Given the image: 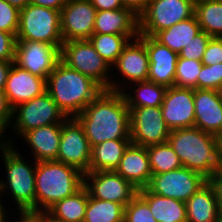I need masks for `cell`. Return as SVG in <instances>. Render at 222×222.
<instances>
[{
  "label": "cell",
  "instance_id": "cell-20",
  "mask_svg": "<svg viewBox=\"0 0 222 222\" xmlns=\"http://www.w3.org/2000/svg\"><path fill=\"white\" fill-rule=\"evenodd\" d=\"M46 91V80L12 64L4 92L12 108L42 95Z\"/></svg>",
  "mask_w": 222,
  "mask_h": 222
},
{
  "label": "cell",
  "instance_id": "cell-34",
  "mask_svg": "<svg viewBox=\"0 0 222 222\" xmlns=\"http://www.w3.org/2000/svg\"><path fill=\"white\" fill-rule=\"evenodd\" d=\"M202 61L178 57L174 86L197 89V78L201 71Z\"/></svg>",
  "mask_w": 222,
  "mask_h": 222
},
{
  "label": "cell",
  "instance_id": "cell-21",
  "mask_svg": "<svg viewBox=\"0 0 222 222\" xmlns=\"http://www.w3.org/2000/svg\"><path fill=\"white\" fill-rule=\"evenodd\" d=\"M61 131L62 123H55L32 129L19 138L29 146L34 161H56Z\"/></svg>",
  "mask_w": 222,
  "mask_h": 222
},
{
  "label": "cell",
  "instance_id": "cell-1",
  "mask_svg": "<svg viewBox=\"0 0 222 222\" xmlns=\"http://www.w3.org/2000/svg\"><path fill=\"white\" fill-rule=\"evenodd\" d=\"M75 119L91 147L106 140L130 139V111L122 92L103 90Z\"/></svg>",
  "mask_w": 222,
  "mask_h": 222
},
{
  "label": "cell",
  "instance_id": "cell-49",
  "mask_svg": "<svg viewBox=\"0 0 222 222\" xmlns=\"http://www.w3.org/2000/svg\"><path fill=\"white\" fill-rule=\"evenodd\" d=\"M10 5L17 7L19 10L25 8L28 4H30L31 0H5Z\"/></svg>",
  "mask_w": 222,
  "mask_h": 222
},
{
  "label": "cell",
  "instance_id": "cell-39",
  "mask_svg": "<svg viewBox=\"0 0 222 222\" xmlns=\"http://www.w3.org/2000/svg\"><path fill=\"white\" fill-rule=\"evenodd\" d=\"M222 63V37H211L202 57L203 65Z\"/></svg>",
  "mask_w": 222,
  "mask_h": 222
},
{
  "label": "cell",
  "instance_id": "cell-15",
  "mask_svg": "<svg viewBox=\"0 0 222 222\" xmlns=\"http://www.w3.org/2000/svg\"><path fill=\"white\" fill-rule=\"evenodd\" d=\"M60 61L57 46L28 40H17L14 64L45 80Z\"/></svg>",
  "mask_w": 222,
  "mask_h": 222
},
{
  "label": "cell",
  "instance_id": "cell-28",
  "mask_svg": "<svg viewBox=\"0 0 222 222\" xmlns=\"http://www.w3.org/2000/svg\"><path fill=\"white\" fill-rule=\"evenodd\" d=\"M200 32L201 27L194 14L190 18L180 21L172 27L158 32L154 38L162 45H165L170 50L179 54L182 49Z\"/></svg>",
  "mask_w": 222,
  "mask_h": 222
},
{
  "label": "cell",
  "instance_id": "cell-7",
  "mask_svg": "<svg viewBox=\"0 0 222 222\" xmlns=\"http://www.w3.org/2000/svg\"><path fill=\"white\" fill-rule=\"evenodd\" d=\"M60 60L69 68L90 77L104 90H110L111 66L97 53L89 40L63 42Z\"/></svg>",
  "mask_w": 222,
  "mask_h": 222
},
{
  "label": "cell",
  "instance_id": "cell-18",
  "mask_svg": "<svg viewBox=\"0 0 222 222\" xmlns=\"http://www.w3.org/2000/svg\"><path fill=\"white\" fill-rule=\"evenodd\" d=\"M139 37L145 42L149 56L147 80L166 88L174 86L179 54L162 45L152 36L139 34Z\"/></svg>",
  "mask_w": 222,
  "mask_h": 222
},
{
  "label": "cell",
  "instance_id": "cell-36",
  "mask_svg": "<svg viewBox=\"0 0 222 222\" xmlns=\"http://www.w3.org/2000/svg\"><path fill=\"white\" fill-rule=\"evenodd\" d=\"M222 88V63L202 65L197 78V89L219 91Z\"/></svg>",
  "mask_w": 222,
  "mask_h": 222
},
{
  "label": "cell",
  "instance_id": "cell-24",
  "mask_svg": "<svg viewBox=\"0 0 222 222\" xmlns=\"http://www.w3.org/2000/svg\"><path fill=\"white\" fill-rule=\"evenodd\" d=\"M187 222H222L216 193L209 181L186 202Z\"/></svg>",
  "mask_w": 222,
  "mask_h": 222
},
{
  "label": "cell",
  "instance_id": "cell-29",
  "mask_svg": "<svg viewBox=\"0 0 222 222\" xmlns=\"http://www.w3.org/2000/svg\"><path fill=\"white\" fill-rule=\"evenodd\" d=\"M131 86L133 87L132 89L130 88ZM128 87L125 90L131 89V91H128L129 93L127 90L122 92L128 107L161 106L167 89L165 86L148 80L132 83Z\"/></svg>",
  "mask_w": 222,
  "mask_h": 222
},
{
  "label": "cell",
  "instance_id": "cell-3",
  "mask_svg": "<svg viewBox=\"0 0 222 222\" xmlns=\"http://www.w3.org/2000/svg\"><path fill=\"white\" fill-rule=\"evenodd\" d=\"M104 89L61 60L46 79V92L67 118H75Z\"/></svg>",
  "mask_w": 222,
  "mask_h": 222
},
{
  "label": "cell",
  "instance_id": "cell-8",
  "mask_svg": "<svg viewBox=\"0 0 222 222\" xmlns=\"http://www.w3.org/2000/svg\"><path fill=\"white\" fill-rule=\"evenodd\" d=\"M194 12L193 0H149L139 16V34L154 37L158 32L192 17Z\"/></svg>",
  "mask_w": 222,
  "mask_h": 222
},
{
  "label": "cell",
  "instance_id": "cell-37",
  "mask_svg": "<svg viewBox=\"0 0 222 222\" xmlns=\"http://www.w3.org/2000/svg\"><path fill=\"white\" fill-rule=\"evenodd\" d=\"M20 10L5 0H0V30L17 35Z\"/></svg>",
  "mask_w": 222,
  "mask_h": 222
},
{
  "label": "cell",
  "instance_id": "cell-26",
  "mask_svg": "<svg viewBox=\"0 0 222 222\" xmlns=\"http://www.w3.org/2000/svg\"><path fill=\"white\" fill-rule=\"evenodd\" d=\"M131 139L106 140L91 149L89 172L115 171Z\"/></svg>",
  "mask_w": 222,
  "mask_h": 222
},
{
  "label": "cell",
  "instance_id": "cell-30",
  "mask_svg": "<svg viewBox=\"0 0 222 222\" xmlns=\"http://www.w3.org/2000/svg\"><path fill=\"white\" fill-rule=\"evenodd\" d=\"M195 16L204 31L211 37H222V0L195 2Z\"/></svg>",
  "mask_w": 222,
  "mask_h": 222
},
{
  "label": "cell",
  "instance_id": "cell-16",
  "mask_svg": "<svg viewBox=\"0 0 222 222\" xmlns=\"http://www.w3.org/2000/svg\"><path fill=\"white\" fill-rule=\"evenodd\" d=\"M96 13L91 0H68L60 11L63 42L88 40L94 31Z\"/></svg>",
  "mask_w": 222,
  "mask_h": 222
},
{
  "label": "cell",
  "instance_id": "cell-46",
  "mask_svg": "<svg viewBox=\"0 0 222 222\" xmlns=\"http://www.w3.org/2000/svg\"><path fill=\"white\" fill-rule=\"evenodd\" d=\"M14 61H0V90L6 86L7 76Z\"/></svg>",
  "mask_w": 222,
  "mask_h": 222
},
{
  "label": "cell",
  "instance_id": "cell-13",
  "mask_svg": "<svg viewBox=\"0 0 222 222\" xmlns=\"http://www.w3.org/2000/svg\"><path fill=\"white\" fill-rule=\"evenodd\" d=\"M91 149L80 123L75 118H67L62 123L56 161L71 165L82 173L89 172Z\"/></svg>",
  "mask_w": 222,
  "mask_h": 222
},
{
  "label": "cell",
  "instance_id": "cell-51",
  "mask_svg": "<svg viewBox=\"0 0 222 222\" xmlns=\"http://www.w3.org/2000/svg\"><path fill=\"white\" fill-rule=\"evenodd\" d=\"M18 219V220H17ZM15 222H34L27 214L17 217Z\"/></svg>",
  "mask_w": 222,
  "mask_h": 222
},
{
  "label": "cell",
  "instance_id": "cell-4",
  "mask_svg": "<svg viewBox=\"0 0 222 222\" xmlns=\"http://www.w3.org/2000/svg\"><path fill=\"white\" fill-rule=\"evenodd\" d=\"M84 185V173L58 161L37 162L35 170V213H45L58 201Z\"/></svg>",
  "mask_w": 222,
  "mask_h": 222
},
{
  "label": "cell",
  "instance_id": "cell-9",
  "mask_svg": "<svg viewBox=\"0 0 222 222\" xmlns=\"http://www.w3.org/2000/svg\"><path fill=\"white\" fill-rule=\"evenodd\" d=\"M67 117L56 102L45 91L42 95L21 103L13 108V117L9 127L16 137L32 129L49 124L63 123ZM19 135V136H18Z\"/></svg>",
  "mask_w": 222,
  "mask_h": 222
},
{
  "label": "cell",
  "instance_id": "cell-25",
  "mask_svg": "<svg viewBox=\"0 0 222 222\" xmlns=\"http://www.w3.org/2000/svg\"><path fill=\"white\" fill-rule=\"evenodd\" d=\"M138 194L148 203L157 222H187L185 202L150 193L146 188L139 189Z\"/></svg>",
  "mask_w": 222,
  "mask_h": 222
},
{
  "label": "cell",
  "instance_id": "cell-6",
  "mask_svg": "<svg viewBox=\"0 0 222 222\" xmlns=\"http://www.w3.org/2000/svg\"><path fill=\"white\" fill-rule=\"evenodd\" d=\"M16 40L42 42L61 50L63 39L60 11L28 4L20 10Z\"/></svg>",
  "mask_w": 222,
  "mask_h": 222
},
{
  "label": "cell",
  "instance_id": "cell-50",
  "mask_svg": "<svg viewBox=\"0 0 222 222\" xmlns=\"http://www.w3.org/2000/svg\"><path fill=\"white\" fill-rule=\"evenodd\" d=\"M4 202L0 201V222H10L11 218H8V211L7 207H5L6 204H3Z\"/></svg>",
  "mask_w": 222,
  "mask_h": 222
},
{
  "label": "cell",
  "instance_id": "cell-22",
  "mask_svg": "<svg viewBox=\"0 0 222 222\" xmlns=\"http://www.w3.org/2000/svg\"><path fill=\"white\" fill-rule=\"evenodd\" d=\"M115 172L131 182L138 190L145 188L152 176L147 147L130 143Z\"/></svg>",
  "mask_w": 222,
  "mask_h": 222
},
{
  "label": "cell",
  "instance_id": "cell-40",
  "mask_svg": "<svg viewBox=\"0 0 222 222\" xmlns=\"http://www.w3.org/2000/svg\"><path fill=\"white\" fill-rule=\"evenodd\" d=\"M16 36L0 30V61H14Z\"/></svg>",
  "mask_w": 222,
  "mask_h": 222
},
{
  "label": "cell",
  "instance_id": "cell-33",
  "mask_svg": "<svg viewBox=\"0 0 222 222\" xmlns=\"http://www.w3.org/2000/svg\"><path fill=\"white\" fill-rule=\"evenodd\" d=\"M152 174H162L182 167L178 155L167 142L147 146Z\"/></svg>",
  "mask_w": 222,
  "mask_h": 222
},
{
  "label": "cell",
  "instance_id": "cell-38",
  "mask_svg": "<svg viewBox=\"0 0 222 222\" xmlns=\"http://www.w3.org/2000/svg\"><path fill=\"white\" fill-rule=\"evenodd\" d=\"M210 39L211 36L201 31L182 49L179 56L185 59L202 61L203 54Z\"/></svg>",
  "mask_w": 222,
  "mask_h": 222
},
{
  "label": "cell",
  "instance_id": "cell-11",
  "mask_svg": "<svg viewBox=\"0 0 222 222\" xmlns=\"http://www.w3.org/2000/svg\"><path fill=\"white\" fill-rule=\"evenodd\" d=\"M207 182L202 174L182 166L166 173L152 174L145 188L150 193L186 202Z\"/></svg>",
  "mask_w": 222,
  "mask_h": 222
},
{
  "label": "cell",
  "instance_id": "cell-47",
  "mask_svg": "<svg viewBox=\"0 0 222 222\" xmlns=\"http://www.w3.org/2000/svg\"><path fill=\"white\" fill-rule=\"evenodd\" d=\"M7 130L0 124V154L5 151L10 145L16 146V142L12 138H3ZM15 143V144H14Z\"/></svg>",
  "mask_w": 222,
  "mask_h": 222
},
{
  "label": "cell",
  "instance_id": "cell-5",
  "mask_svg": "<svg viewBox=\"0 0 222 222\" xmlns=\"http://www.w3.org/2000/svg\"><path fill=\"white\" fill-rule=\"evenodd\" d=\"M10 145L1 153L3 164L5 165V180L0 179V201L1 196L9 194L12 205H17L18 213L25 215L35 213V170L37 162H27L22 152ZM21 154V155H20Z\"/></svg>",
  "mask_w": 222,
  "mask_h": 222
},
{
  "label": "cell",
  "instance_id": "cell-27",
  "mask_svg": "<svg viewBox=\"0 0 222 222\" xmlns=\"http://www.w3.org/2000/svg\"><path fill=\"white\" fill-rule=\"evenodd\" d=\"M89 192L83 185L77 192L55 203L45 213L59 222H84Z\"/></svg>",
  "mask_w": 222,
  "mask_h": 222
},
{
  "label": "cell",
  "instance_id": "cell-31",
  "mask_svg": "<svg viewBox=\"0 0 222 222\" xmlns=\"http://www.w3.org/2000/svg\"><path fill=\"white\" fill-rule=\"evenodd\" d=\"M125 206L89 195L84 222H124Z\"/></svg>",
  "mask_w": 222,
  "mask_h": 222
},
{
  "label": "cell",
  "instance_id": "cell-23",
  "mask_svg": "<svg viewBox=\"0 0 222 222\" xmlns=\"http://www.w3.org/2000/svg\"><path fill=\"white\" fill-rule=\"evenodd\" d=\"M93 33L125 35L133 40L139 36V17L126 8L97 11Z\"/></svg>",
  "mask_w": 222,
  "mask_h": 222
},
{
  "label": "cell",
  "instance_id": "cell-35",
  "mask_svg": "<svg viewBox=\"0 0 222 222\" xmlns=\"http://www.w3.org/2000/svg\"><path fill=\"white\" fill-rule=\"evenodd\" d=\"M124 222H157L153 217L148 203L137 194L126 206Z\"/></svg>",
  "mask_w": 222,
  "mask_h": 222
},
{
  "label": "cell",
  "instance_id": "cell-17",
  "mask_svg": "<svg viewBox=\"0 0 222 222\" xmlns=\"http://www.w3.org/2000/svg\"><path fill=\"white\" fill-rule=\"evenodd\" d=\"M161 108L170 130L194 127V89L175 86L167 88Z\"/></svg>",
  "mask_w": 222,
  "mask_h": 222
},
{
  "label": "cell",
  "instance_id": "cell-42",
  "mask_svg": "<svg viewBox=\"0 0 222 222\" xmlns=\"http://www.w3.org/2000/svg\"><path fill=\"white\" fill-rule=\"evenodd\" d=\"M209 183L213 186L216 198L219 204V210L222 218V167L217 170L209 179Z\"/></svg>",
  "mask_w": 222,
  "mask_h": 222
},
{
  "label": "cell",
  "instance_id": "cell-19",
  "mask_svg": "<svg viewBox=\"0 0 222 222\" xmlns=\"http://www.w3.org/2000/svg\"><path fill=\"white\" fill-rule=\"evenodd\" d=\"M194 127L222 140V99L219 91L194 89Z\"/></svg>",
  "mask_w": 222,
  "mask_h": 222
},
{
  "label": "cell",
  "instance_id": "cell-45",
  "mask_svg": "<svg viewBox=\"0 0 222 222\" xmlns=\"http://www.w3.org/2000/svg\"><path fill=\"white\" fill-rule=\"evenodd\" d=\"M68 0H31V4L61 11Z\"/></svg>",
  "mask_w": 222,
  "mask_h": 222
},
{
  "label": "cell",
  "instance_id": "cell-44",
  "mask_svg": "<svg viewBox=\"0 0 222 222\" xmlns=\"http://www.w3.org/2000/svg\"><path fill=\"white\" fill-rule=\"evenodd\" d=\"M124 8L131 10L138 17L144 12L149 0H121Z\"/></svg>",
  "mask_w": 222,
  "mask_h": 222
},
{
  "label": "cell",
  "instance_id": "cell-32",
  "mask_svg": "<svg viewBox=\"0 0 222 222\" xmlns=\"http://www.w3.org/2000/svg\"><path fill=\"white\" fill-rule=\"evenodd\" d=\"M97 53L112 66L130 39L125 35L93 33L88 39Z\"/></svg>",
  "mask_w": 222,
  "mask_h": 222
},
{
  "label": "cell",
  "instance_id": "cell-12",
  "mask_svg": "<svg viewBox=\"0 0 222 222\" xmlns=\"http://www.w3.org/2000/svg\"><path fill=\"white\" fill-rule=\"evenodd\" d=\"M128 108L132 144L147 147L168 141L171 130L164 121L161 106Z\"/></svg>",
  "mask_w": 222,
  "mask_h": 222
},
{
  "label": "cell",
  "instance_id": "cell-2",
  "mask_svg": "<svg viewBox=\"0 0 222 222\" xmlns=\"http://www.w3.org/2000/svg\"><path fill=\"white\" fill-rule=\"evenodd\" d=\"M168 143L183 167L209 179L222 167V140L199 128L171 130Z\"/></svg>",
  "mask_w": 222,
  "mask_h": 222
},
{
  "label": "cell",
  "instance_id": "cell-14",
  "mask_svg": "<svg viewBox=\"0 0 222 222\" xmlns=\"http://www.w3.org/2000/svg\"><path fill=\"white\" fill-rule=\"evenodd\" d=\"M84 186L91 197L123 206L138 194V189L115 171L86 172Z\"/></svg>",
  "mask_w": 222,
  "mask_h": 222
},
{
  "label": "cell",
  "instance_id": "cell-41",
  "mask_svg": "<svg viewBox=\"0 0 222 222\" xmlns=\"http://www.w3.org/2000/svg\"><path fill=\"white\" fill-rule=\"evenodd\" d=\"M13 117V108L8 102L4 90H0V124L7 130L9 129Z\"/></svg>",
  "mask_w": 222,
  "mask_h": 222
},
{
  "label": "cell",
  "instance_id": "cell-52",
  "mask_svg": "<svg viewBox=\"0 0 222 222\" xmlns=\"http://www.w3.org/2000/svg\"><path fill=\"white\" fill-rule=\"evenodd\" d=\"M219 93H220L221 99H222V88L219 90Z\"/></svg>",
  "mask_w": 222,
  "mask_h": 222
},
{
  "label": "cell",
  "instance_id": "cell-10",
  "mask_svg": "<svg viewBox=\"0 0 222 222\" xmlns=\"http://www.w3.org/2000/svg\"><path fill=\"white\" fill-rule=\"evenodd\" d=\"M123 80L118 81L111 75L110 90L116 92L125 91V87L135 82L147 81L149 74V56L145 42L138 36L130 40L125 46L117 61L111 66ZM124 81L123 83H121ZM121 83V84H120ZM126 83V84H125ZM124 85V86H123Z\"/></svg>",
  "mask_w": 222,
  "mask_h": 222
},
{
  "label": "cell",
  "instance_id": "cell-43",
  "mask_svg": "<svg viewBox=\"0 0 222 222\" xmlns=\"http://www.w3.org/2000/svg\"><path fill=\"white\" fill-rule=\"evenodd\" d=\"M91 2L97 11L124 8L121 0H91Z\"/></svg>",
  "mask_w": 222,
  "mask_h": 222
},
{
  "label": "cell",
  "instance_id": "cell-48",
  "mask_svg": "<svg viewBox=\"0 0 222 222\" xmlns=\"http://www.w3.org/2000/svg\"><path fill=\"white\" fill-rule=\"evenodd\" d=\"M34 222H59L52 219L46 213H29L27 214Z\"/></svg>",
  "mask_w": 222,
  "mask_h": 222
}]
</instances>
